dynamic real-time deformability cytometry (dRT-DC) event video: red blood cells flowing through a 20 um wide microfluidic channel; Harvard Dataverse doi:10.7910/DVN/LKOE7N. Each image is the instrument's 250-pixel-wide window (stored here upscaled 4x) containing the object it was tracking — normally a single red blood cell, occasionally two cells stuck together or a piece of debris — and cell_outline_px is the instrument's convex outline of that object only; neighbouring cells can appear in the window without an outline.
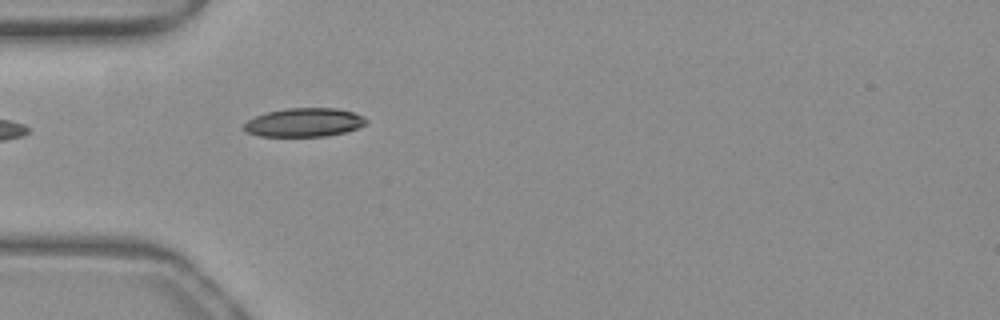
{"species": "common noctule bat (a hibernating species)", "species_latin": "Nyctalus noctula", "temperature_condition": "warm", "stored_images_in_passage": 4, "camera_frame_rate_fps": 3000, "um_per_image_px": 0.085, "animal": {"sex": "female", "body_mass_g": 19.3, "forearm_length_mm": 54.1}, "frame": {"image": 1, "passage_image": 1, "time_ms": 0.0, "image_size_px": [1000, 320], "cell_outline_px": [[368, 120], [364, 124], [356, 128], [344, 132], [324, 136], [260, 136], [248, 132], [244, 128], [244, 124], [248, 120], [256, 116], [268, 112], [284, 108], [336, 108], [352, 112], [364, 116]], "centroid_in_image_um": [25.86, 10.4], "position_along_channel_um": 59.1, "area_um2": 20.17}}